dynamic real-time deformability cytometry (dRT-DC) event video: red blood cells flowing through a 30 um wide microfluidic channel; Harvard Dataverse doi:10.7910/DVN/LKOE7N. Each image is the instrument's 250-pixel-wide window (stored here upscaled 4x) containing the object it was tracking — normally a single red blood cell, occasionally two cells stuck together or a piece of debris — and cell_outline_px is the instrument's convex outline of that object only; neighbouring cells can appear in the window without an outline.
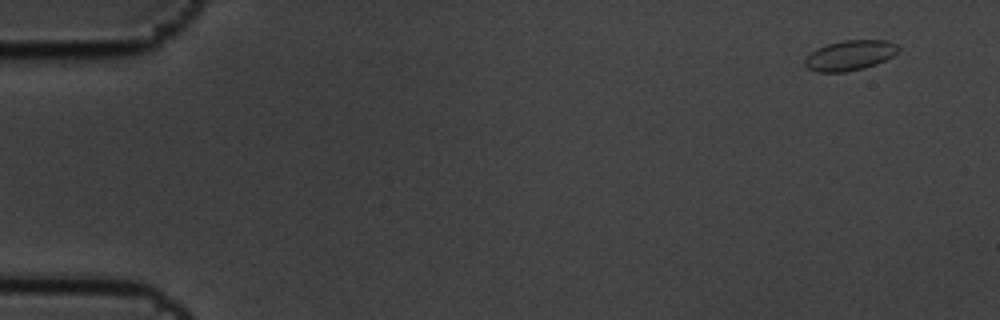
{"species": "common noctule bat (a hibernating species)", "species_latin": "Nyctalus noctula", "temperature_condition": "cold", "stored_images_in_passage": 6, "segment_of_instrument_passage": [2, 2], "camera_frame_rate_fps": 3000, "um_per_image_px": 0.085, "animal": {"sex": "male", "body_mass_g": 19.5, "forearm_length_mm": 54.6}, "frame": {"image": 1, "passage_image": 6, "time_ms": 1.667, "image_size_px": [1000, 320], "cell_outline_px": [[900, 48], [892, 56], [876, 64], [864, 68], [844, 72], [816, 72], [808, 68], [804, 64], [804, 60], [816, 48], [828, 44], [844, 40], [888, 40], [896, 44]], "centroid_in_image_um": [72.23, 4.7], "position_along_channel_um": 12.8, "area_um2": 16.3}}